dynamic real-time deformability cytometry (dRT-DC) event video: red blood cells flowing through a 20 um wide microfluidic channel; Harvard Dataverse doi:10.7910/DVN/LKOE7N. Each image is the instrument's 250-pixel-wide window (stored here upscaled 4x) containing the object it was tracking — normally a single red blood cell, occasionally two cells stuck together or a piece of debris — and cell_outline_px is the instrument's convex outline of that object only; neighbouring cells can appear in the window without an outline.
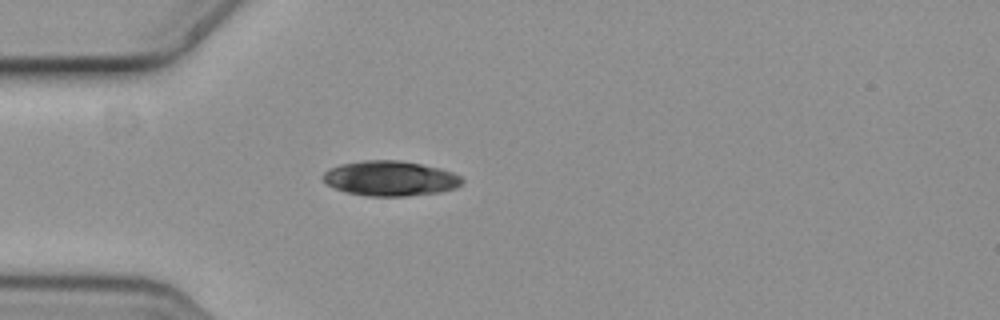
{"species": "common noctule bat (a hibernating species)", "species_latin": "Nyctalus noctula", "temperature_condition": "cold", "stored_images_in_passage": 3, "camera_frame_rate_fps": 3000, "um_per_image_px": 0.085, "animal": {"sex": "female", "body_mass_g": 19.3, "forearm_length_mm": 54.1}, "frame": {"image": 1, "passage_image": 2, "time_ms": 0.333, "image_size_px": [1000, 320], "cell_outline_px": [[464, 180], [456, 188], [440, 192], [408, 196], [368, 196], [348, 192], [336, 188], [328, 184], [324, 180], [324, 172], [340, 164], [364, 160], [400, 160], [440, 168], [452, 172], [460, 176]], "centroid_in_image_um": [33.21, 15.16], "position_along_channel_um": 51.8, "area_um2": 28.15}}